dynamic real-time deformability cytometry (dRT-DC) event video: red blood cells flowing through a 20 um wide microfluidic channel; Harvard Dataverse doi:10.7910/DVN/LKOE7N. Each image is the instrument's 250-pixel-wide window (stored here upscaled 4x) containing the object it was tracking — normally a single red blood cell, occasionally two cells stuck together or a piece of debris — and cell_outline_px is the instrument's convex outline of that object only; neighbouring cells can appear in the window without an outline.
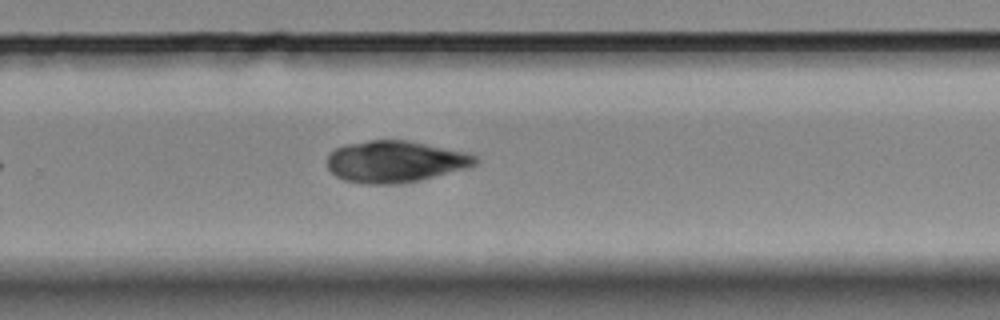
{"species": "Egyptian fruit bat (a non-hibernating species)", "species_latin": "Rousettus aegyptiacus", "temperature_condition": "room temperature", "stored_images_in_passage": 10, "camera_frame_rate_fps": 3000, "um_per_image_px": 0.085, "animal": {"sex": "female"}, "frame": {"image": 1, "passage_image": 10, "time_ms": 3.0, "image_size_px": [1000, 320], "cell_outline_px": [[480, 160], [476, 164], [468, 168], [420, 180], [400, 184], [364, 184], [344, 180], [336, 176], [328, 168], [328, 152], [344, 144], [368, 140], [408, 140], [468, 152], [476, 156]], "centroid_in_image_um": [33.61, 13.73], "position_along_channel_um": 296.2, "area_um2": 36.36}}